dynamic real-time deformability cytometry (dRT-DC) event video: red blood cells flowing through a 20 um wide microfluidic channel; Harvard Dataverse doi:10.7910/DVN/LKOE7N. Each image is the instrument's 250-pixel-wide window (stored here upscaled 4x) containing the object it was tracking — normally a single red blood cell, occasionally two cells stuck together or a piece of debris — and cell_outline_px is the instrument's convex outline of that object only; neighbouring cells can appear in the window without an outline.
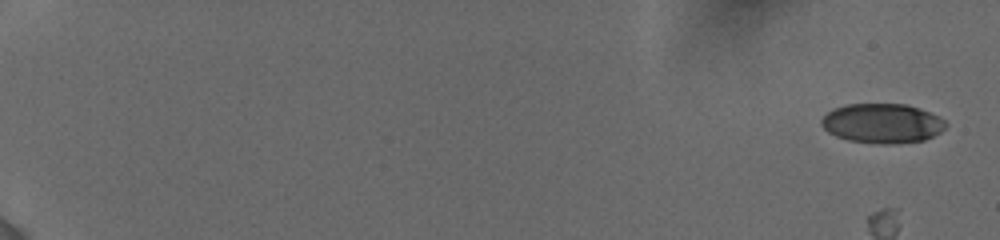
{"species": "human", "species_latin": "Homo sapiens", "temperature_condition": "cold", "stored_images_in_passage": 58, "camera_frame_rate_fps": 3000, "um_per_image_px": 0.085, "donor": {"sex": "female"}, "frame": {"image": 1, "passage_image": 1, "time_ms": 0.0, "image_size_px": [1000, 240], "cell_outline_px": [[948, 124], [940, 132], [924, 140], [892, 144], [880, 144], [848, 140], [836, 136], [828, 132], [820, 124], [820, 120], [832, 108], [848, 104], [904, 104], [920, 108], [944, 120]], "centroid_in_image_um": [74.96, 10.48], "position_along_channel_um": 10.0, "area_um2": 28.61}}